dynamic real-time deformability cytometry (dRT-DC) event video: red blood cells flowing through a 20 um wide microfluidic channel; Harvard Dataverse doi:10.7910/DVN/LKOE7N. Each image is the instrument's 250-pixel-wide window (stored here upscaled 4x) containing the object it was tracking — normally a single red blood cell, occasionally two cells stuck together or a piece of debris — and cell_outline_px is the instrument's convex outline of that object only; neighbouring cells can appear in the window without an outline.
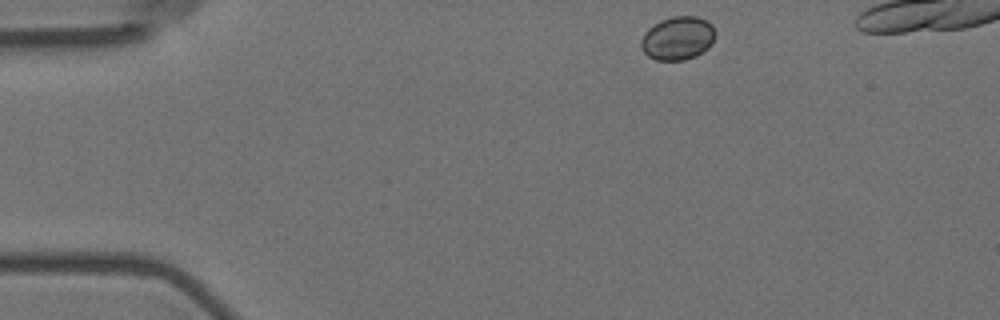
{"species": "Egyptian fruit bat (a non-hibernating species)", "species_latin": "Rousettus aegyptiacus", "temperature_condition": "room temperature", "stored_images_in_passage": 13, "camera_frame_rate_fps": 3000, "um_per_image_px": 0.085, "animal": {"sex": "female"}, "frame": {"image": 1, "passage_image": 1, "time_ms": 0.0, "image_size_px": [1000, 320], "cell_outline_px": [[716, 36], [712, 44], [708, 48], [696, 56], [684, 60], [656, 60], [648, 56], [640, 48], [640, 40], [644, 32], [648, 28], [660, 20], [672, 16], [696, 16], [708, 20], [712, 24], [716, 32]], "centroid_in_image_um": [57.61, 3.24], "position_along_channel_um": 27.4, "area_um2": 19.19}}
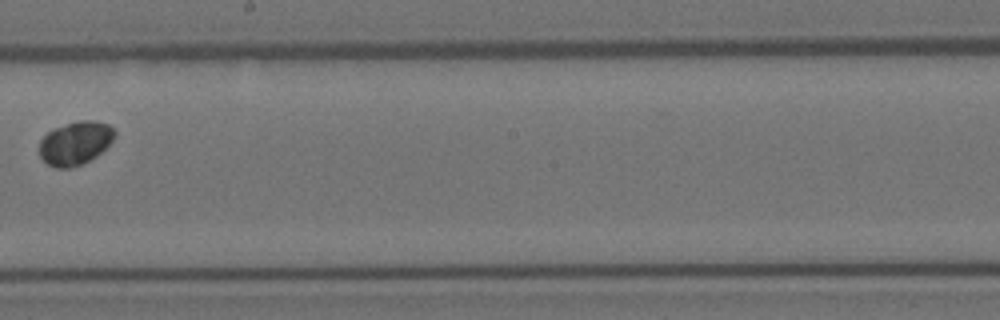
{"frame": {"image": 2, "passage_image": 7, "time_ms": 8.0, "image_size_px": [1000, 320], "cell_outline_px": [[116, 136], [96, 156], [80, 164], [68, 168], [56, 168], [48, 164], [40, 156], [40, 140], [52, 128], [80, 120], [92, 120], [108, 124], [116, 132]], "centroid_in_image_um": [6.39, 12.14], "position_along_channel_um": 241.8, "area_um2": 18.79}}
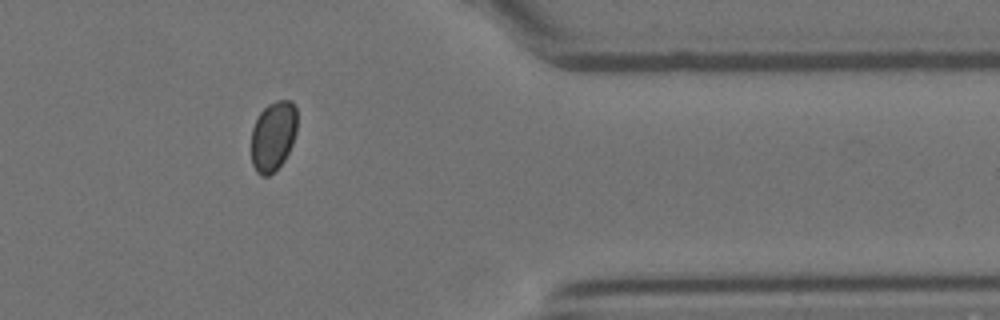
{"frame": {"image": 3, "passage_image": 11, "time_ms": 12.667, "image_size_px": [1000, 320], "cell_outline_px": [[296, 132], [292, 144], [284, 160], [268, 176], [260, 176], [256, 172], [252, 164], [252, 128], [260, 112], [268, 104], [276, 100], [292, 100], [296, 108]], "centroid_in_image_um": [23.22, 11.54], "position_along_channel_um": 388.2, "area_um2": 18.61}}